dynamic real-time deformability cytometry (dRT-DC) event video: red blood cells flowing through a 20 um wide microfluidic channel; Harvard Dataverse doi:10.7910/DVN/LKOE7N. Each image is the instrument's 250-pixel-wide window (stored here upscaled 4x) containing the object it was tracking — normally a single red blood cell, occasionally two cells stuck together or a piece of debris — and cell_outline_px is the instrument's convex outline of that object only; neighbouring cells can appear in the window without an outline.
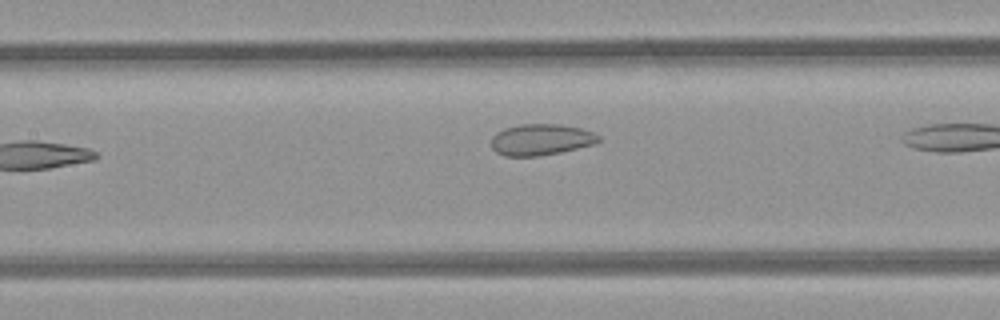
{"species": "common noctule bat (a hibernating species)", "species_latin": "Nyctalus noctula", "temperature_condition": "room temperature", "stored_images_in_passage": 8, "camera_frame_rate_fps": 3000, "um_per_image_px": 0.085, "animal": {"sex": "female", "body_mass_g": 21.9}, "frame": {"image": 1, "passage_image": 7, "time_ms": 2.0, "image_size_px": [1000, 320], "cell_outline_px": [[600, 140], [592, 144], [560, 152], [540, 156], [504, 156], [496, 152], [492, 148], [492, 136], [496, 132], [504, 128], [520, 124], [560, 124], [580, 128], [592, 132], [600, 136]], "centroid_in_image_um": [45.94, 11.86], "position_along_channel_um": 161.5, "area_um2": 19.48}}